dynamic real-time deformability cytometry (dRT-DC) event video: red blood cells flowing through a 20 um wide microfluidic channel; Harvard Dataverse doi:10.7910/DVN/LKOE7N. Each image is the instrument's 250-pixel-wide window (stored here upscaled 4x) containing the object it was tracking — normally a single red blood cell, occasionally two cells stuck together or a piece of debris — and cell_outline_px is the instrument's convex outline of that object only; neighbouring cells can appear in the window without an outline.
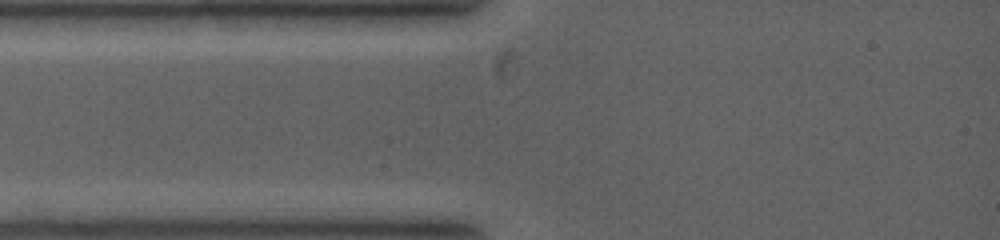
{"species": "common noctule bat (a hibernating species)", "species_latin": "Nyctalus noctula", "temperature_condition": "warm", "stored_images_in_passage": 2, "camera_frame_rate_fps": 5000, "um_per_image_px": 0.085, "animal": {"sex": "female", "body_mass_g": 19.0, "forearm_length_mm": 53.3}, "frame": {"image": 1, "passage_image": 2, "time_ms": 0.2, "image_size_px": [1000, 240], "cell_outline_px": [[544, 16], [516, 76], [504, 80], [496, 80], [492, 76], [484, 56], [496, 44], [524, 24]], "centroid_in_image_um": [43.5, 4.36], "position_along_channel_um": 41.5, "area_um2": 12.66}}